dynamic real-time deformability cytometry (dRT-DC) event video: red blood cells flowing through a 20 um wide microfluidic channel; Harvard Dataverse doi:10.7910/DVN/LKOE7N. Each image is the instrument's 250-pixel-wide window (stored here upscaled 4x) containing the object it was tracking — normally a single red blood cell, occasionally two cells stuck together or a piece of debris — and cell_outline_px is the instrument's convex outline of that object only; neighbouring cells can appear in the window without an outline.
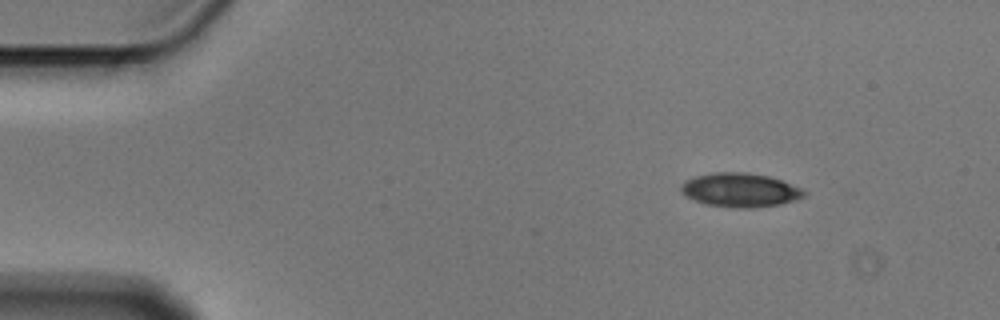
{"species": "Egyptian fruit bat (a non-hibernating species)", "species_latin": "Rousettus aegyptiacus", "temperature_condition": "cold", "stored_images_in_passage": 4, "camera_frame_rate_fps": 3000, "um_per_image_px": 0.085, "animal": {"sex": "male"}, "frame": {"image": 1, "passage_image": 1, "time_ms": 0.0, "image_size_px": [1000, 320], "cell_outline_px": [[804, 196], [796, 200], [780, 204], [752, 208], [736, 208], [704, 204], [688, 196], [680, 188], [684, 180], [696, 176], [712, 172], [748, 172], [768, 176], [780, 180], [800, 188], [804, 192]], "centroid_in_image_um": [62.9, 16.15], "position_along_channel_um": 22.1, "area_um2": 24.1}}
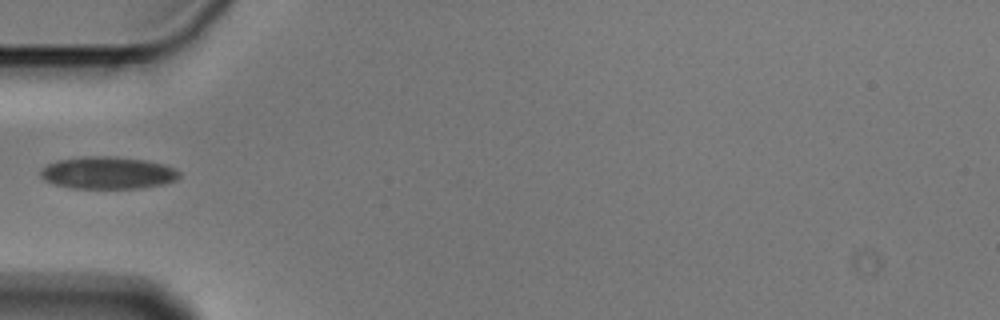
{"frame": {"image": 2, "passage_image": 4, "time_ms": 1.0, "image_size_px": [1000, 320], "cell_outline_px": [[180, 176], [176, 180], [164, 184], [140, 188], [72, 188], [56, 184], [44, 180], [40, 176], [40, 168], [56, 160], [88, 156], [112, 156], [144, 160], [164, 164], [176, 168], [180, 172]], "centroid_in_image_um": [9.17, 14.69], "position_along_channel_um": 75.8, "area_um2": 26.18}}